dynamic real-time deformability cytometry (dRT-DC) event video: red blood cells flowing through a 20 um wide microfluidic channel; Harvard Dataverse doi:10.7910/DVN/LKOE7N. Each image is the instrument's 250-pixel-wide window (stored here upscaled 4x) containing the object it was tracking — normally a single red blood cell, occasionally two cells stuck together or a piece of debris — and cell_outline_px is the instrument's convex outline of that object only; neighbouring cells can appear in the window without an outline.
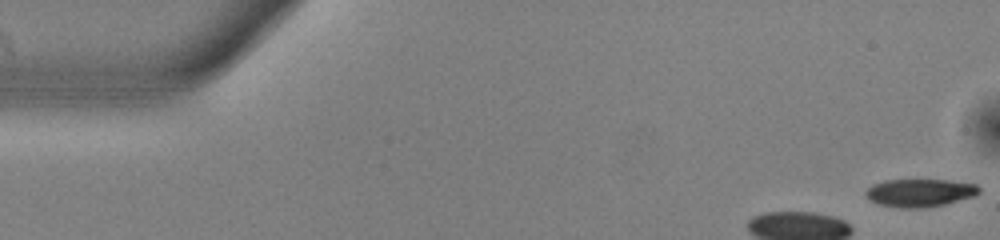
{"species": "common noctule bat (a hibernating species)", "species_latin": "Nyctalus noctula", "temperature_condition": "warm", "stored_images_in_passage": 15, "camera_frame_rate_fps": 3000, "um_per_image_px": 0.085, "animal": {"sex": "male", "body_mass_g": 13.0, "forearm_length_mm": 53.1}, "frame": {"image": 1, "passage_image": 1, "time_ms": 0.0, "image_size_px": [1000, 240], "cell_outline_px": [[980, 192], [976, 196], [944, 204], [924, 208], [900, 208], [876, 204], [864, 192], [872, 184], [884, 180], [944, 180], [976, 184], [980, 188]], "centroid_in_image_um": [78.19, 16.39], "position_along_channel_um": 6.8, "area_um2": 18.44}}